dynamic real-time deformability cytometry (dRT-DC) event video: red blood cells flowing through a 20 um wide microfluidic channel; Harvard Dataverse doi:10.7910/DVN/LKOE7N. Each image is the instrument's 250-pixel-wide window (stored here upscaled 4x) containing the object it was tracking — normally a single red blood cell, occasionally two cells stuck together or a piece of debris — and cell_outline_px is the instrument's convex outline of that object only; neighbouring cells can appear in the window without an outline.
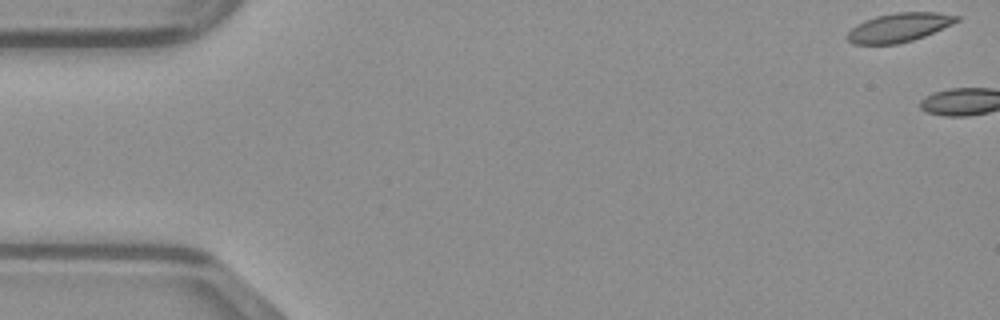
{"species": "common noctule bat (a hibernating species)", "species_latin": "Nyctalus noctula", "temperature_condition": "warm", "stored_images_in_passage": 3, "camera_frame_rate_fps": 3000, "um_per_image_px": 0.085, "animal": {"sex": "male", "body_mass_g": 23.1, "forearm_length_mm": 52.7}, "frame": {"image": 1, "passage_image": 1, "time_ms": 0.0, "image_size_px": [1000, 320], "cell_outline_px": [[960, 20], [952, 24], [924, 36], [912, 40], [896, 44], [852, 44], [844, 36], [856, 24], [864, 20], [876, 16], [896, 12], [936, 12], [960, 16]], "centroid_in_image_um": [76.39, 2.33], "position_along_channel_um": 8.6, "area_um2": 18.44}}